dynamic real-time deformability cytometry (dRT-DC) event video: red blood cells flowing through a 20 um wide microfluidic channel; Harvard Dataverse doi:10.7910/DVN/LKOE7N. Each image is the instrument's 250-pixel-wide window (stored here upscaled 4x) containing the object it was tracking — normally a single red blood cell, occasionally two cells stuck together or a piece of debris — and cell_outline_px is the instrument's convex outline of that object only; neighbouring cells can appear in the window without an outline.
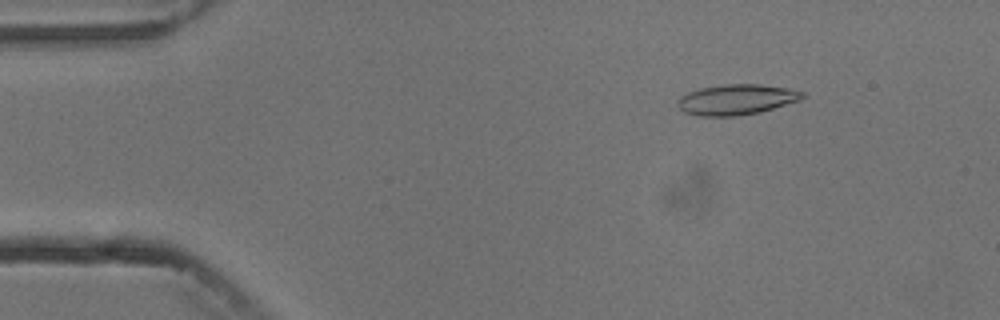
{"species": "common noctule bat (a hibernating species)", "species_latin": "Nyctalus noctula", "temperature_condition": "cold", "stored_images_in_passage": 5, "camera_frame_rate_fps": 3000, "um_per_image_px": 0.085, "animal": {"sex": "male", "body_mass_g": 13.3}, "frame": {"image": 1, "passage_image": 5, "time_ms": 5.333, "image_size_px": [1000, 320], "cell_outline_px": [[804, 96], [800, 100], [760, 112], [736, 116], [700, 116], [684, 112], [676, 104], [680, 96], [688, 92], [700, 88], [724, 84], [760, 84], [788, 88], [804, 92]], "centroid_in_image_um": [62.58, 8.46], "position_along_channel_um": 22.4, "area_um2": 22.14}}